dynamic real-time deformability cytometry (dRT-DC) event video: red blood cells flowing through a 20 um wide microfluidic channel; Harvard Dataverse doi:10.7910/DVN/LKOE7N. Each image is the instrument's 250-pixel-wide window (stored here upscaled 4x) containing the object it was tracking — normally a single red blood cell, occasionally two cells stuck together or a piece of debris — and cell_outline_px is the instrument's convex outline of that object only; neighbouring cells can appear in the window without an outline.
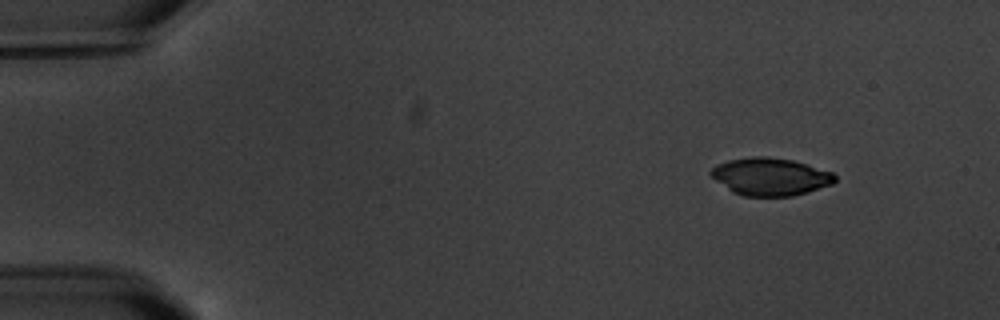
{"species": "common noctule bat (a hibernating species)", "species_latin": "Nyctalus noctula", "temperature_condition": "warm", "stored_images_in_passage": 4, "camera_frame_rate_fps": 3000, "um_per_image_px": 0.085, "animal": {"sex": "male", "body_mass_g": 20.1, "forearm_length_mm": 53.5}, "frame": {"image": 1, "passage_image": 1, "time_ms": 0.0, "image_size_px": [1000, 320], "cell_outline_px": [[836, 180], [832, 184], [808, 192], [792, 196], [744, 196], [732, 192], [716, 180], [708, 172], [716, 164], [728, 160], [752, 156], [768, 156], [792, 160], [832, 172], [836, 176]], "centroid_in_image_um": [65.46, 15.01], "position_along_channel_um": 19.5, "area_um2": 27.17}}
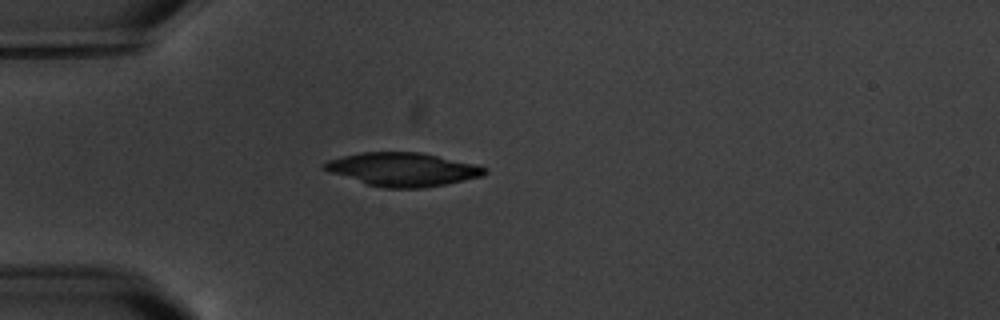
{"frame": {"image": 2, "passage_image": 4, "time_ms": 3.333, "image_size_px": [1000, 320], "cell_outline_px": [[488, 172], [484, 176], [424, 188], [384, 188], [368, 184], [328, 172], [320, 164], [328, 160], [360, 152], [420, 152], [488, 168]], "centroid_in_image_um": [34.2, 14.4], "position_along_channel_um": 50.8, "area_um2": 30.98}}